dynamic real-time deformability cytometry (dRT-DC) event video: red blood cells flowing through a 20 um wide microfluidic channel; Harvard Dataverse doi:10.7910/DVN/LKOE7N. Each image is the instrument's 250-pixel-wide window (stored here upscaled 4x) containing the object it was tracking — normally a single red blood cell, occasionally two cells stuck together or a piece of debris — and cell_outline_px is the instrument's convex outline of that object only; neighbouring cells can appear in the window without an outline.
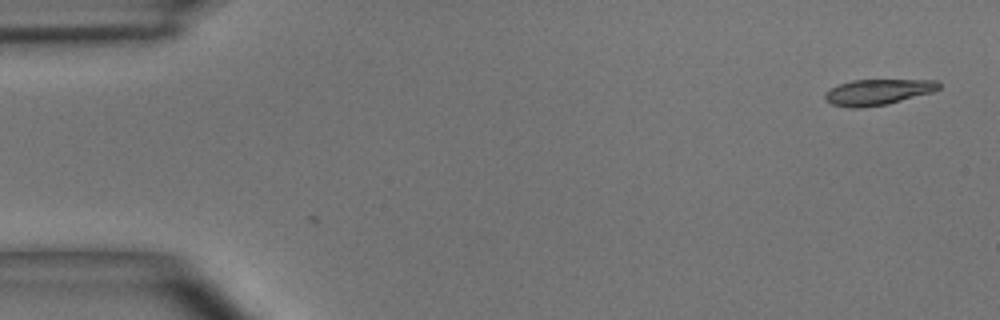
{"species": "common noctule bat (a hibernating species)", "species_latin": "Nyctalus noctula", "temperature_condition": "room temperature", "stored_images_in_passage": 3, "camera_frame_rate_fps": 3000, "um_per_image_px": 0.085, "animal": {"sex": "male", "body_mass_g": 15.6}, "frame": {"image": 1, "passage_image": 1, "time_ms": 0.0, "image_size_px": [1000, 320], "cell_outline_px": [[940, 88], [932, 92], [888, 104], [860, 108], [852, 108], [832, 104], [824, 100], [824, 92], [840, 84], [852, 80], [936, 80], [940, 84]], "centroid_in_image_um": [74.59, 7.83], "position_along_channel_um": 10.4, "area_um2": 17.05}}